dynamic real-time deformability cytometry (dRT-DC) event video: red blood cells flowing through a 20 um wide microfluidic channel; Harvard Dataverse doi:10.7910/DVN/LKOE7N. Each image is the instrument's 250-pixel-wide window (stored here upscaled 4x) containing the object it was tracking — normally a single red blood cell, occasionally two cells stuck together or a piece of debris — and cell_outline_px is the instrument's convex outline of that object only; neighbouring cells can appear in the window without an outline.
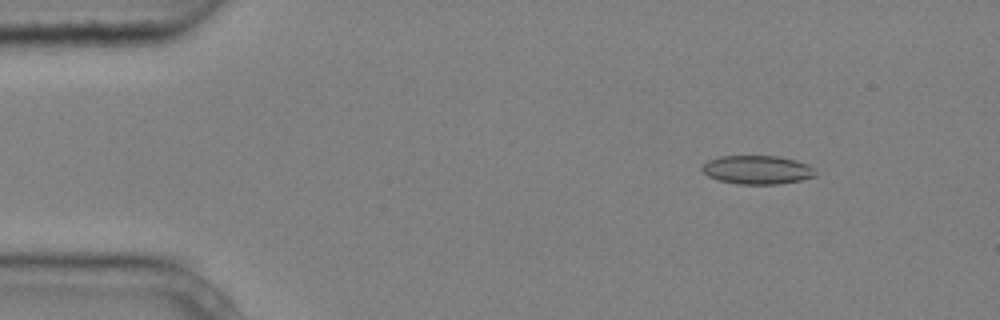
{"species": "common noctule bat (a hibernating species)", "species_latin": "Nyctalus noctula", "temperature_condition": "cold", "stored_images_in_passage": 4, "camera_frame_rate_fps": 3000, "um_per_image_px": 0.085, "animal": {"sex": "male", "body_mass_g": 20.4}, "frame": {"image": 1, "passage_image": 2, "time_ms": 0.333, "image_size_px": [1000, 320], "cell_outline_px": [[816, 176], [800, 180], [776, 184], [740, 184], [720, 180], [708, 176], [700, 168], [708, 160], [720, 156], [780, 156], [796, 160], [808, 164], [816, 172]], "centroid_in_image_um": [64.37, 14.42], "position_along_channel_um": 20.6, "area_um2": 18.84}}